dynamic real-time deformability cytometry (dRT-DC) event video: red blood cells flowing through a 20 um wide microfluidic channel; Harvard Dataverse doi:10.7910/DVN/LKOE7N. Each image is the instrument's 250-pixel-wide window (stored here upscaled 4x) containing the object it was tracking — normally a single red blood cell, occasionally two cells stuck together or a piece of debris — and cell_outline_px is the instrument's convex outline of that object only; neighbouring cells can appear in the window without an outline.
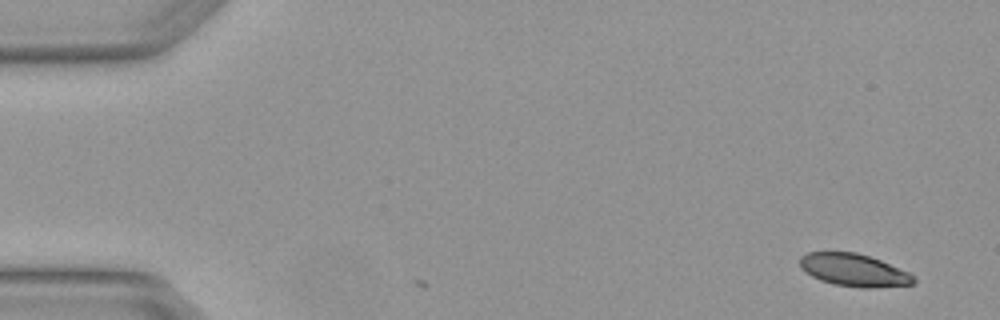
{"species": "Egyptian fruit bat (a non-hibernating species)", "species_latin": "Rousettus aegyptiacus", "temperature_condition": "warm", "stored_images_in_passage": 4, "camera_frame_rate_fps": 3000, "um_per_image_px": 0.085, "animal": {"sex": "female"}, "frame": {"image": 1, "passage_image": 1, "time_ms": 0.0, "image_size_px": [1000, 320], "cell_outline_px": [[916, 280], [912, 284], [868, 288], [860, 288], [832, 284], [820, 280], [812, 276], [800, 268], [800, 256], [808, 252], [856, 252], [880, 260], [908, 272], [916, 276]], "centroid_in_image_um": [72.56, 22.96], "position_along_channel_um": 12.4, "area_um2": 21.56}}
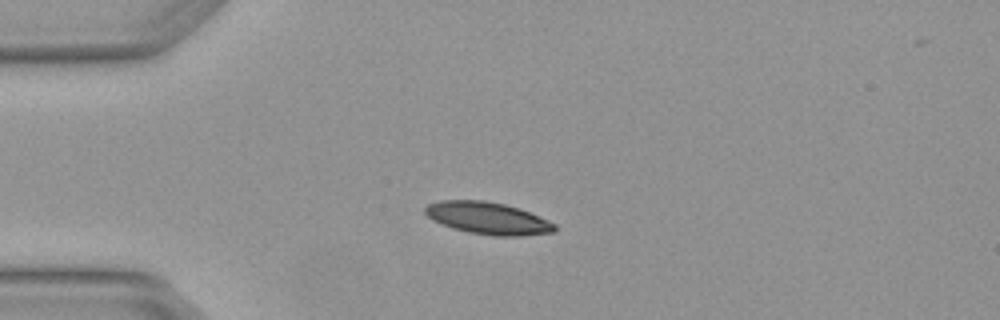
{"frame": {"image": 2, "passage_image": 4, "time_ms": 1.0, "image_size_px": [1000, 320], "cell_outline_px": [[556, 232], [520, 236], [496, 236], [468, 232], [452, 228], [432, 220], [424, 212], [424, 208], [428, 204], [440, 200], [484, 200], [504, 204], [520, 208], [548, 220], [556, 224]], "centroid_in_image_um": [41.47, 18.54], "position_along_channel_um": 43.5, "area_um2": 24.39}}